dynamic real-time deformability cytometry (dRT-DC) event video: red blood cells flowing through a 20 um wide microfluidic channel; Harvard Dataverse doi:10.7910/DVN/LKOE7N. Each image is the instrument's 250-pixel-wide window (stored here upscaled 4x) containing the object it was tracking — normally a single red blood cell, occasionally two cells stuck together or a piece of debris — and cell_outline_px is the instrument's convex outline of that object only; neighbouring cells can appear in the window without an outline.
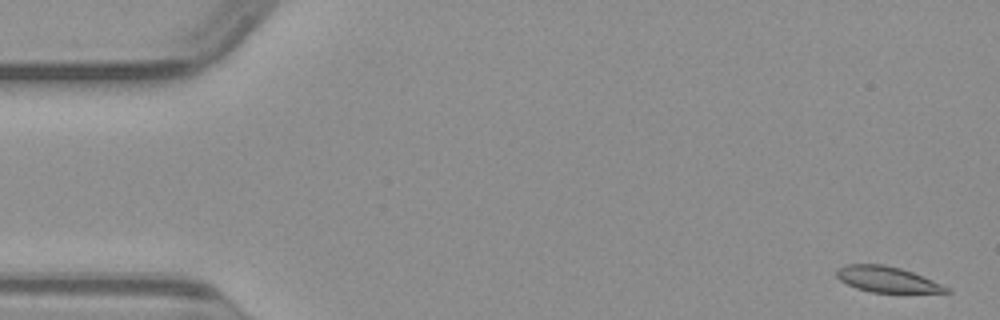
{"species": "common noctule bat (a hibernating species)", "species_latin": "Nyctalus noctula", "temperature_condition": "warm", "stored_images_in_passage": 49, "camera_frame_rate_fps": 3000, "um_per_image_px": 0.085, "animal": {"sex": "male", "body_mass_g": 23.1, "forearm_length_mm": 52.7}, "frame": {"image": 1, "passage_image": 1, "time_ms": 0.0, "image_size_px": [1000, 320], "cell_outline_px": [[952, 292], [872, 292], [856, 288], [840, 280], [836, 276], [836, 268], [844, 264], [884, 264], [900, 268], [912, 272], [952, 288]], "centroid_in_image_um": [75.38, 23.73], "position_along_channel_um": 9.6, "area_um2": 16.42}}
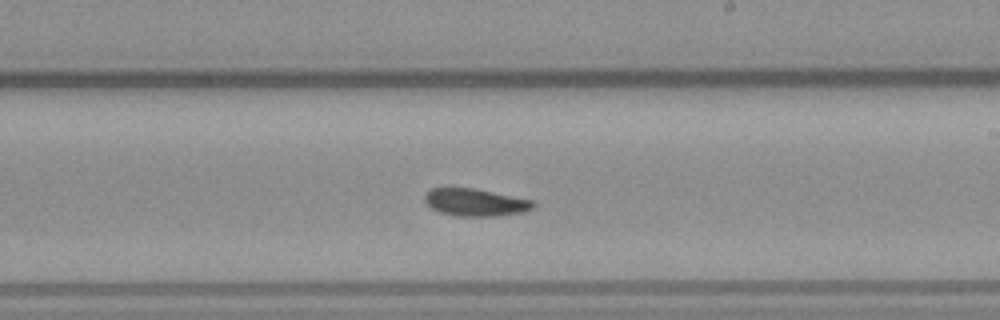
{"frame": {"image": 2, "passage_image": 28, "time_ms": 9.0, "image_size_px": [1000, 320], "cell_outline_px": [[536, 204], [532, 208], [524, 212], [496, 216], [456, 216], [440, 212], [432, 208], [424, 200], [424, 196], [432, 188], [472, 188], [536, 200]], "centroid_in_image_um": [40.45, 17.2], "position_along_channel_um": 248.5, "area_um2": 17.34}}
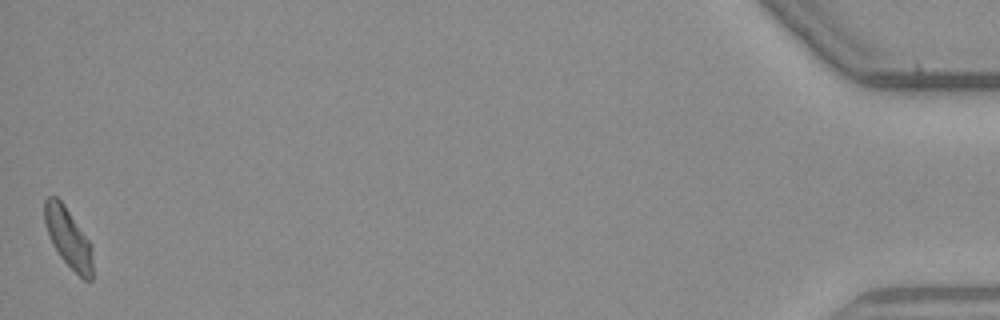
{"frame": {"image": 3, "passage_image": 49, "time_ms": 16.0, "image_size_px": [1000, 320], "cell_outline_px": [[92, 280], [84, 280], [60, 256], [52, 244], [44, 224], [44, 200], [48, 196], [56, 196], [64, 204], [88, 240], [92, 248]], "centroid_in_image_um": [5.77, 20.18], "position_along_channel_um": 429.4, "area_um2": 16.47}}